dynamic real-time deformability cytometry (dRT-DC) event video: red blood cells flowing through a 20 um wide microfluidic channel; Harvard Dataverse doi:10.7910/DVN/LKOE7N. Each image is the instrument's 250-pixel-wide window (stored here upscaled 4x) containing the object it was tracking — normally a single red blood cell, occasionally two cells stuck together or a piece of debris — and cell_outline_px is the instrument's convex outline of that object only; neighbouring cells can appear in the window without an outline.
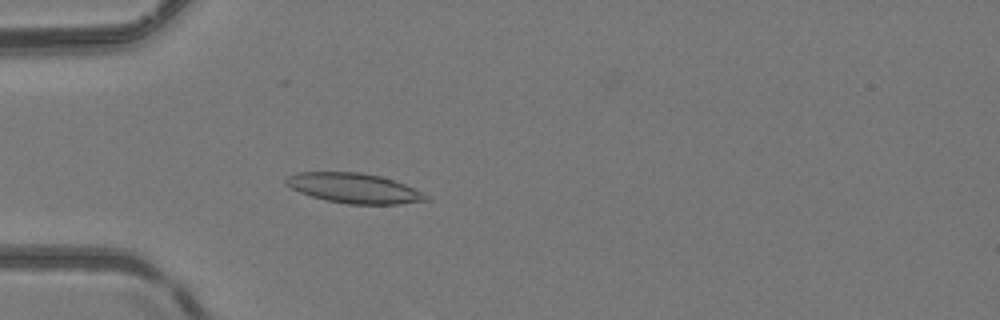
{"species": "common noctule bat (a hibernating species)", "species_latin": "Nyctalus noctula", "temperature_condition": "room temperature", "stored_images_in_passage": 51, "camera_frame_rate_fps": 3000, "um_per_image_px": 0.085, "animal": {"sex": "female", "body_mass_g": 24.6, "forearm_length_mm": 56.2}, "frame": {"image": 1, "passage_image": 16, "time_ms": 5.0, "image_size_px": [1000, 320], "cell_outline_px": [[432, 200], [396, 204], [348, 204], [328, 200], [312, 196], [300, 192], [284, 184], [284, 180], [288, 176], [296, 172], [360, 172], [380, 176], [404, 184], [428, 196]], "centroid_in_image_um": [30.07, 15.99], "position_along_channel_um": 54.9, "area_um2": 24.16}}
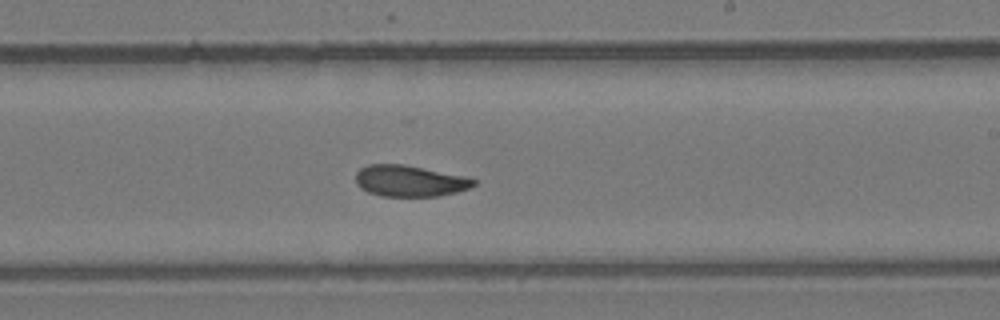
{"frame": {"image": 2, "passage_image": 31, "time_ms": 10.0, "image_size_px": [1000, 320], "cell_outline_px": [[476, 184], [468, 188], [456, 192], [440, 196], [380, 196], [368, 192], [360, 188], [356, 184], [356, 172], [360, 168], [368, 164], [404, 164], [464, 176], [476, 180]], "centroid_in_image_um": [34.79, 15.38], "position_along_channel_um": 254.2, "area_um2": 21.5}}
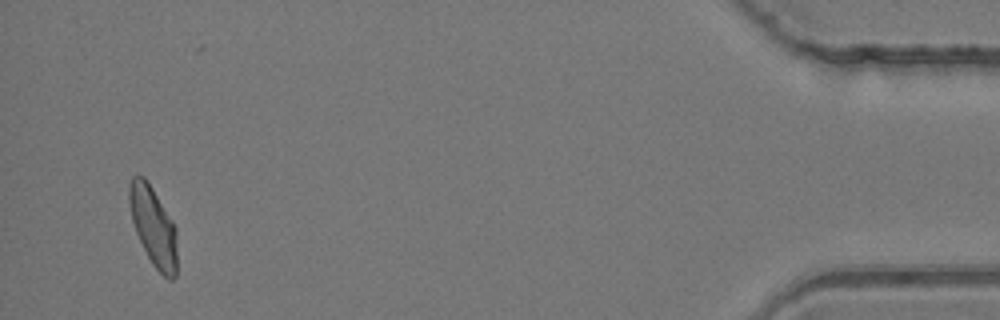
{"frame": {"image": 3, "passage_image": 49, "time_ms": 16.0, "image_size_px": [1000, 320], "cell_outline_px": [[176, 276], [172, 280], [168, 280], [152, 264], [136, 232], [132, 220], [128, 200], [128, 188], [132, 176], [144, 176], [152, 188], [172, 220], [176, 228]], "centroid_in_image_um": [13.03, 19.24], "position_along_channel_um": 422.2, "area_um2": 21.85}, "authors_computed_cell_mechanics": {"area_um2": 22.5998, "velocity_mm_per_s": 4.1734, "shape_relaxation_time_tau1_ms": 8.2825, "shape_relaxation_time_tau2_ms": 2.4019, "deformation_change_tau1": 0.1947, "deformation_change_tau2": 0.0639}}